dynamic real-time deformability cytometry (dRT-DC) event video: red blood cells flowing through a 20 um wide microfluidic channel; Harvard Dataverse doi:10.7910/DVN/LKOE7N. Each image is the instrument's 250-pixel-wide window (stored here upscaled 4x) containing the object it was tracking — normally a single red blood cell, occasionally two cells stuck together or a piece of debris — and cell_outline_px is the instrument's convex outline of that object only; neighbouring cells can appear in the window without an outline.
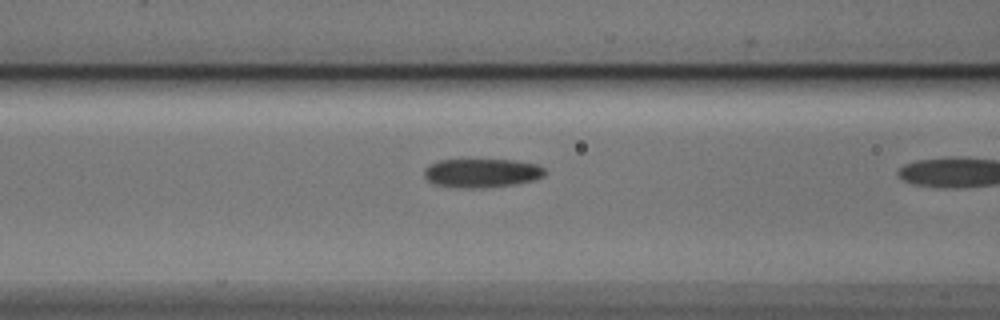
{"species": "Egyptian fruit bat (a non-hibernating species)", "species_latin": "Rousettus aegyptiacus", "temperature_condition": "cold", "stored_images_in_passage": 10, "camera_frame_rate_fps": 3000, "um_per_image_px": 0.085, "animal": {"sex": "male"}, "frame": {"image": 1, "passage_image": 9, "time_ms": 2.667, "image_size_px": [1000, 320], "cell_outline_px": [[544, 176], [536, 180], [516, 184], [480, 188], [456, 188], [432, 184], [424, 176], [424, 168], [428, 164], [440, 160], [512, 160], [536, 164], [544, 168]], "centroid_in_image_um": [40.91, 14.72], "position_along_channel_um": 125.7, "area_um2": 20.46}}